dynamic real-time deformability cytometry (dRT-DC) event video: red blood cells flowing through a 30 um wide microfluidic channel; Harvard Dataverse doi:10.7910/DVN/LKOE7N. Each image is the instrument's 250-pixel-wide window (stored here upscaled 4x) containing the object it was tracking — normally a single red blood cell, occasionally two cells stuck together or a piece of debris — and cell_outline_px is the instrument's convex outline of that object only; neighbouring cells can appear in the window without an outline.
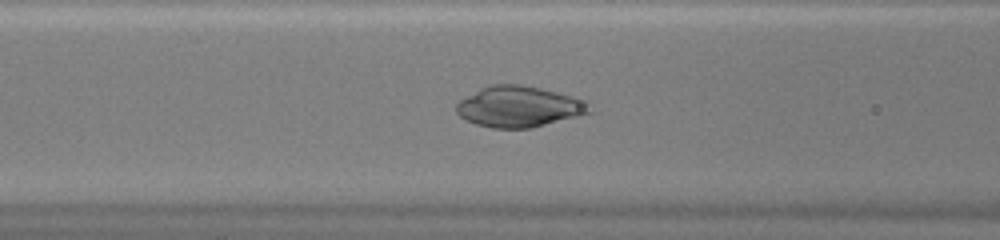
{"species": "common noctule bat (a hibernating species)", "species_latin": "Nyctalus noctula", "temperature_condition": "warm", "stored_images_in_passage": 10, "camera_frame_rate_fps": 3000, "um_per_image_px": 0.085, "animal": {"sex": "female", "body_mass_g": 20.0, "forearm_length_mm": 54.0}, "frame": {"image": 1, "passage_image": 6, "time_ms": 1.667, "image_size_px": [1000, 240], "cell_outline_px": [[592, 112], [532, 128], [492, 128], [476, 124], [460, 116], [456, 112], [456, 104], [460, 100], [480, 88], [492, 84], [520, 84], [540, 88], [588, 100], [592, 104]], "centroid_in_image_um": [44.15, 9.06], "position_along_channel_um": 122.5, "area_um2": 31.79}}
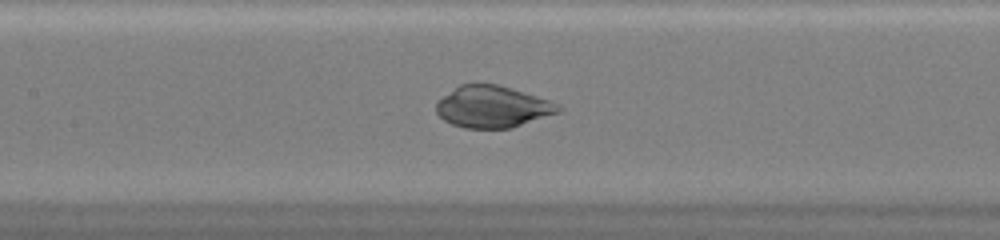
{"frame": {"image": 2, "passage_image": 9, "time_ms": 2.667, "image_size_px": [1000, 240], "cell_outline_px": [[564, 108], [560, 112], [512, 128], [464, 128], [452, 124], [444, 120], [436, 112], [436, 100], [460, 84], [496, 84], [536, 96], [560, 104]], "centroid_in_image_um": [41.86, 9.08], "position_along_channel_um": 165.5, "area_um2": 29.65}}